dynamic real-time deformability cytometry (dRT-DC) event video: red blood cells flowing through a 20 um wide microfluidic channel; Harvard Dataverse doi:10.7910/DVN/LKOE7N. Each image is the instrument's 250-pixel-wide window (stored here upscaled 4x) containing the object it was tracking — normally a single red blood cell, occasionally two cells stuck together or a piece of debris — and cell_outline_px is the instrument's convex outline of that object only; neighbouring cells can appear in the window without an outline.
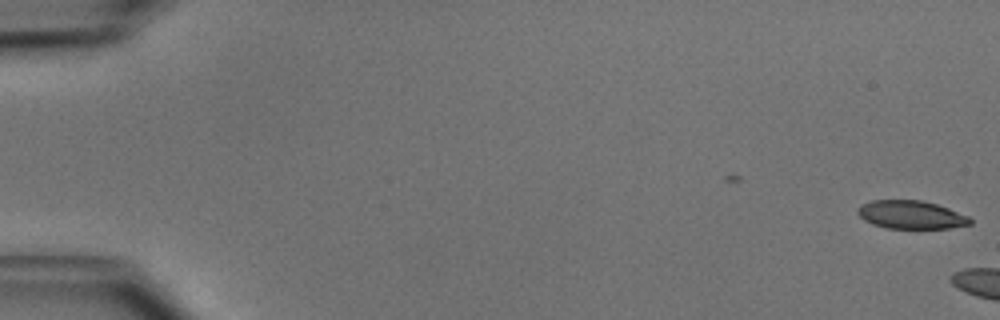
{"species": "common noctule bat (a hibernating species)", "species_latin": "Nyctalus noctula", "temperature_condition": "cold", "stored_images_in_passage": 3, "camera_frame_rate_fps": 3000, "um_per_image_px": 0.085, "animal": {"sex": "male", "body_mass_g": 15.6}, "frame": {"image": 1, "passage_image": 3, "time_ms": 0.667, "image_size_px": [1000, 320], "cell_outline_px": [[972, 224], [948, 228], [884, 228], [872, 224], [864, 220], [856, 212], [860, 204], [872, 200], [920, 200], [936, 204], [948, 208], [968, 216], [972, 220]], "centroid_in_image_um": [77.41, 18.25], "position_along_channel_um": 7.6, "area_um2": 18.5}}